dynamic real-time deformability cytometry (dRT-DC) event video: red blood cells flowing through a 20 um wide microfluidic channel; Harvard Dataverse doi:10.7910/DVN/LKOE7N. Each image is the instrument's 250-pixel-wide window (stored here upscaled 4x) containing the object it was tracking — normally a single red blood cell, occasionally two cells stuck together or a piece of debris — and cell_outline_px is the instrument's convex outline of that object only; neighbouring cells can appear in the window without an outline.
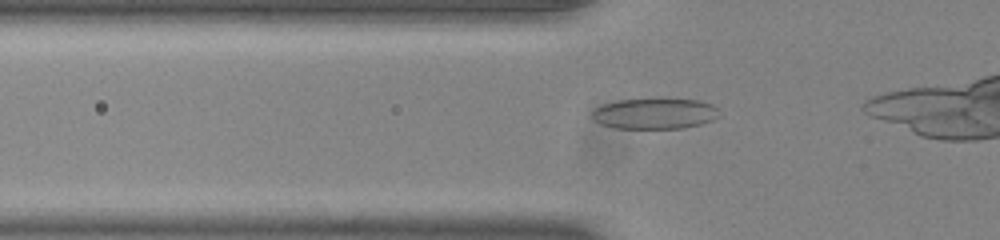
{"species": "common noctule bat (a hibernating species)", "species_latin": "Nyctalus noctula", "temperature_condition": "room temperature", "stored_images_in_passage": 29, "camera_frame_rate_fps": 3000, "um_per_image_px": 0.085, "animal": {"sex": "male", "body_mass_g": 20.0, "forearm_length_mm": 53.3}, "frame": {"image": 1, "passage_image": 10, "time_ms": 3.0, "image_size_px": [1000, 240], "cell_outline_px": [[720, 116], [712, 120], [700, 124], [684, 128], [616, 128], [600, 124], [592, 116], [592, 112], [596, 108], [604, 104], [620, 100], [656, 96], [700, 100], [712, 104], [716, 108]], "centroid_in_image_um": [55.69, 9.61], "position_along_channel_um": 70.1, "area_um2": 23.47}}
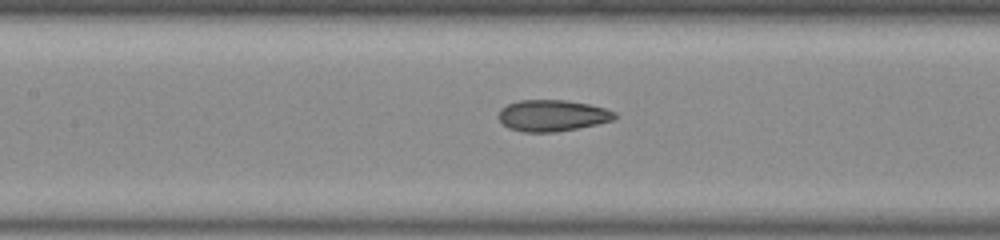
{"frame": {"image": 2, "passage_image": 17, "time_ms": 5.333, "image_size_px": [1000, 240], "cell_outline_px": [[620, 116], [612, 120], [596, 124], [556, 132], [524, 132], [508, 128], [500, 120], [500, 108], [508, 104], [520, 100], [564, 100], [588, 104], [604, 108], [616, 112]], "centroid_in_image_um": [46.96, 9.82], "position_along_channel_um": 160.4, "area_um2": 21.1}}
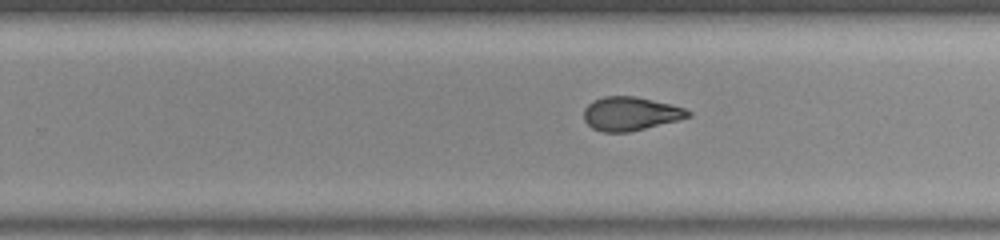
{"frame": {"image": 3, "passage_image": 26, "time_ms": 8.333, "image_size_px": [1000, 240], "cell_outline_px": [[692, 116], [628, 132], [604, 132], [592, 128], [584, 120], [584, 108], [588, 104], [604, 96], [636, 96], [672, 104], [684, 108], [692, 112]], "centroid_in_image_um": [53.59, 9.65], "position_along_channel_um": 276.2, "area_um2": 20.29}}